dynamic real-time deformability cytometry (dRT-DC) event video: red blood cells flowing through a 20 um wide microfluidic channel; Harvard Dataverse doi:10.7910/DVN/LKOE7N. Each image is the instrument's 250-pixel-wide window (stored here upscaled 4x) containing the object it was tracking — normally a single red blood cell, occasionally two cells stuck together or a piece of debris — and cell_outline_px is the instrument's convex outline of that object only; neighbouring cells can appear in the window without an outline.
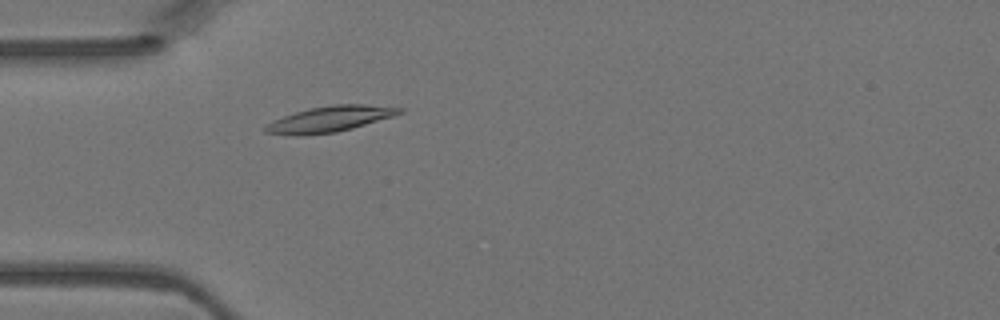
{"species": "Egyptian fruit bat (a non-hibernating species)", "species_latin": "Rousettus aegyptiacus", "temperature_condition": "warm", "stored_images_in_passage": 3, "camera_frame_rate_fps": 3000, "um_per_image_px": 0.085, "animal": {"sex": "female"}, "frame": {"image": 1, "passage_image": 3, "time_ms": 0.667, "image_size_px": [1000, 320], "cell_outline_px": [[404, 112], [392, 116], [352, 128], [336, 132], [300, 136], [296, 136], [264, 132], [264, 128], [272, 120], [308, 108], [336, 104], [364, 104], [404, 108]], "centroid_in_image_um": [28.01, 10.12], "position_along_channel_um": 57.0, "area_um2": 20.0}}